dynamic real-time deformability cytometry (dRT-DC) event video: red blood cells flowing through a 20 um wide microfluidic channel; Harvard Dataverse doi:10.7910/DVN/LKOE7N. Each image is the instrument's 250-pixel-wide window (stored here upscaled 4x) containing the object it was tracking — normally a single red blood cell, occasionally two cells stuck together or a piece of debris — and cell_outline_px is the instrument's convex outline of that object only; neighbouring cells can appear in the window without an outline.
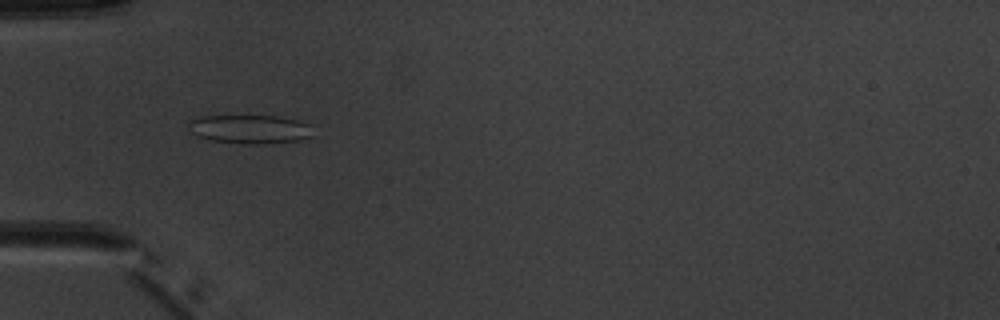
{"species": "common noctule bat (a hibernating species)", "species_latin": "Nyctalus noctula", "temperature_condition": "warm", "stored_images_in_passage": 4, "camera_frame_rate_fps": 3000, "um_per_image_px": 0.085, "animal": {"sex": "male", "body_mass_g": 20.1, "forearm_length_mm": 53.5}, "frame": {"image": 1, "passage_image": 1, "time_ms": 0.0, "image_size_px": [1000, 320], "cell_outline_px": [[316, 136], [300, 140], [260, 144], [240, 144], [212, 140], [196, 136], [192, 132], [188, 124], [188, 120], [196, 116], [276, 116], [300, 120], [308, 124]], "centroid_in_image_um": [21.25, 10.98], "position_along_channel_um": 63.7, "area_um2": 21.15}}
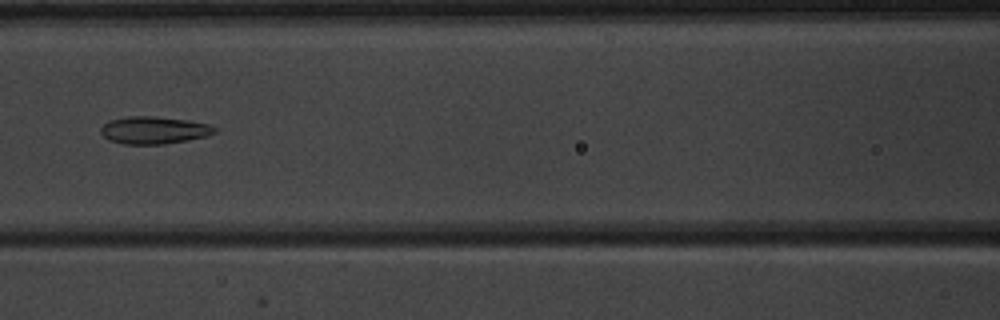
{"frame": {"image": 2, "passage_image": 3, "time_ms": 2.333, "image_size_px": [1000, 320], "cell_outline_px": [[216, 132], [208, 136], [188, 140], [164, 144], [124, 144], [108, 140], [100, 132], [100, 128], [108, 120], [128, 116], [152, 116], [188, 120], [208, 124], [216, 128]], "centroid_in_image_um": [13.07, 11.06], "position_along_channel_um": 153.5, "area_um2": 18.26}}
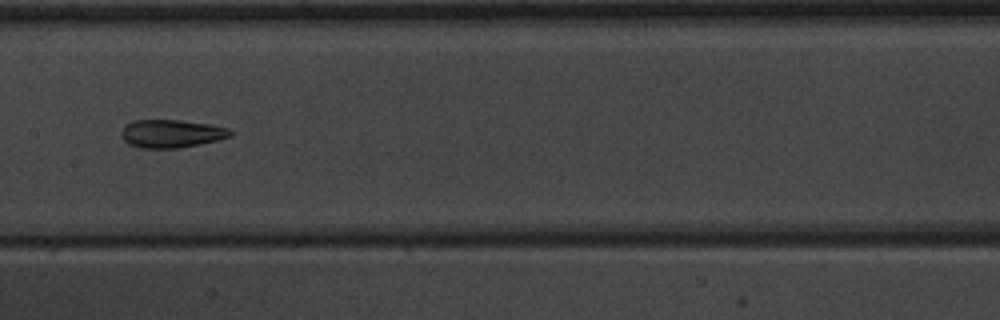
{"frame": {"image": 3, "passage_image": 4, "time_ms": 3.333, "image_size_px": [1000, 320], "cell_outline_px": [[236, 132], [232, 136], [200, 144], [180, 148], [140, 148], [128, 144], [124, 140], [120, 132], [124, 124], [132, 120], [180, 120], [212, 124], [228, 128]], "centroid_in_image_um": [14.57, 11.35], "position_along_channel_um": 192.8, "area_um2": 18.15}}